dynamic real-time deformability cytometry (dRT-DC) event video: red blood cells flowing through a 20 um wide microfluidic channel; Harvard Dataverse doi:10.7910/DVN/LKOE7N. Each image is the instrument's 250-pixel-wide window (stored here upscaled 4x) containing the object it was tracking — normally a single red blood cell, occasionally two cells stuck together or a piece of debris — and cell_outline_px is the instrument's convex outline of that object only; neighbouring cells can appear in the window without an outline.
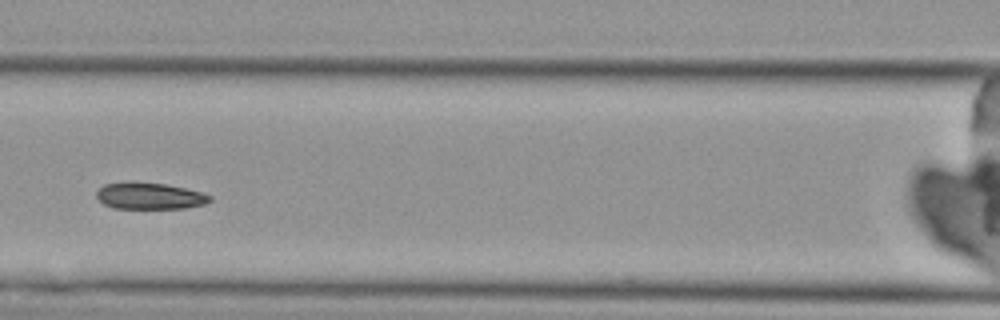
{"species": "Egyptian fruit bat (a non-hibernating species)", "species_latin": "Rousettus aegyptiacus", "temperature_condition": "cold", "stored_images_in_passage": 4, "camera_frame_rate_fps": 3000, "um_per_image_px": 0.085, "animal": {"sex": "female"}, "frame": {"image": 1, "passage_image": 4, "time_ms": 3.333, "image_size_px": [1000, 320], "cell_outline_px": [[212, 200], [204, 204], [184, 208], [112, 208], [104, 204], [96, 196], [96, 192], [104, 184], [164, 184], [184, 188], [200, 192], [212, 196]], "centroid_in_image_um": [12.75, 16.69], "position_along_channel_um": 153.8, "area_um2": 16.82}}